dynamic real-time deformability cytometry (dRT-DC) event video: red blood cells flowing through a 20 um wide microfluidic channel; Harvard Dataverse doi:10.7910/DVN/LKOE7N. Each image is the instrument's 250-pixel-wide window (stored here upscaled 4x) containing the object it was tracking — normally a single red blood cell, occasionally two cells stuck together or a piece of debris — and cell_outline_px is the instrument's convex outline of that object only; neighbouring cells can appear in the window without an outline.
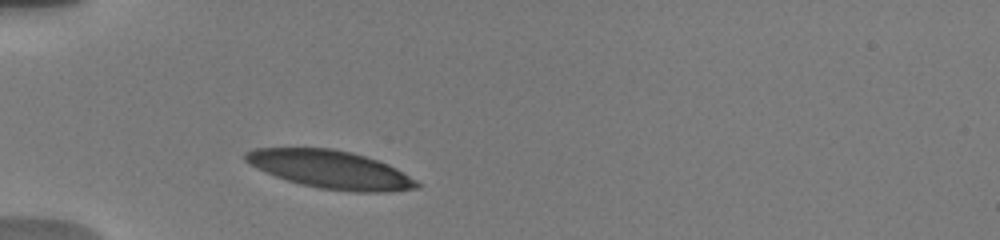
{"species": "human", "species_latin": "Homo sapiens", "temperature_condition": "warm", "stored_images_in_passage": 6, "camera_frame_rate_fps": 3000, "um_per_image_px": 0.085, "donor": {"sex": "male"}, "frame": {"image": 1, "passage_image": 1, "time_ms": 0.0, "image_size_px": [1000, 240], "cell_outline_px": [[420, 188], [388, 192], [356, 192], [320, 188], [300, 184], [276, 176], [244, 160], [244, 152], [256, 148], [332, 148], [364, 156], [388, 164], [396, 168], [416, 180], [420, 184]], "centroid_in_image_um": [28.13, 14.41], "position_along_channel_um": 56.9, "area_um2": 37.51}}
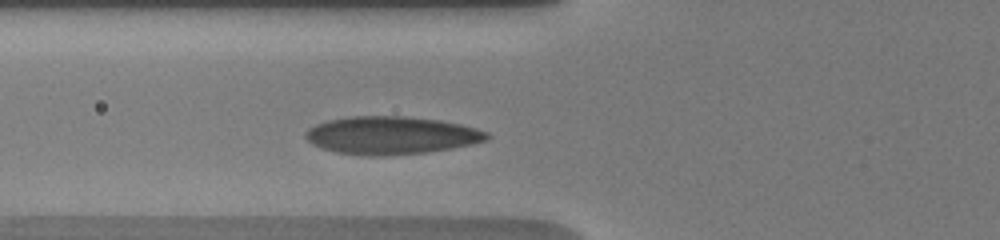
{"frame": {"image": 2, "passage_image": 3, "time_ms": 1.333, "image_size_px": [1000, 240], "cell_outline_px": [[492, 136], [488, 140], [472, 144], [452, 148], [424, 152], [384, 156], [372, 156], [336, 152], [312, 144], [304, 136], [304, 132], [308, 128], [316, 124], [328, 120], [352, 116], [404, 116], [440, 120], [460, 124], [476, 128], [488, 132]], "centroid_in_image_um": [33.27, 11.5], "position_along_channel_um": 92.5, "area_um2": 40.0}}
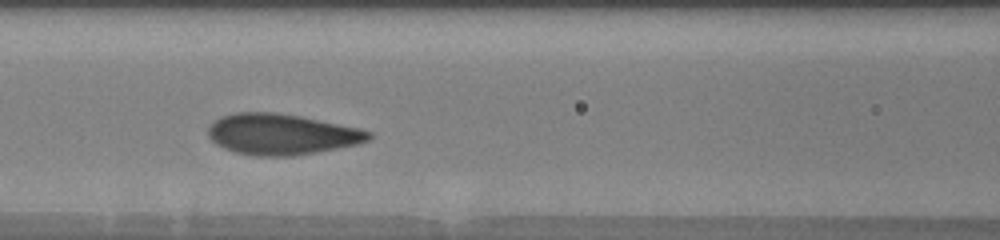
{"frame": {"image": 3, "passage_image": 5, "time_ms": 2.667, "image_size_px": [1000, 240], "cell_outline_px": [[372, 136], [368, 140], [356, 144], [316, 152], [292, 156], [256, 156], [236, 152], [224, 148], [216, 144], [208, 136], [208, 128], [220, 116], [236, 112], [272, 112], [300, 116], [356, 128], [372, 132]], "centroid_in_image_um": [23.88, 11.41], "position_along_channel_um": 142.7, "area_um2": 37.8}}